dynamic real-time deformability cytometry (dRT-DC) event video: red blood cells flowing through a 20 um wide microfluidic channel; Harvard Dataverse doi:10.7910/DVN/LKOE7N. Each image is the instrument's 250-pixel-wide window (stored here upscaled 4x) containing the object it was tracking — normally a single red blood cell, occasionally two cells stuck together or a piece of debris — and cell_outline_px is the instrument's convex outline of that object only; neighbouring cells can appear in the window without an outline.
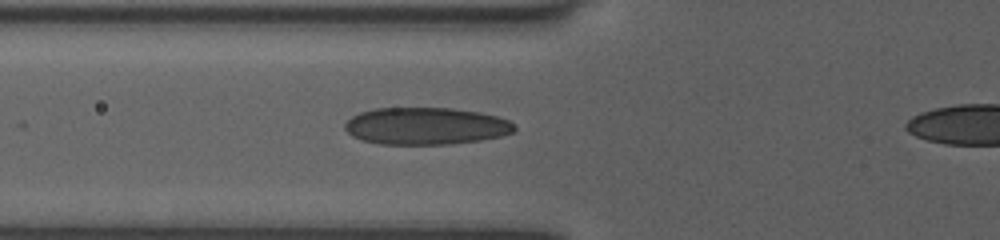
{"species": "human", "species_latin": "Homo sapiens", "temperature_condition": "room temperature", "stored_images_in_passage": 9, "camera_frame_rate_fps": 3000, "um_per_image_px": 0.085, "donor": {"sex": "female"}, "frame": {"image": 1, "passage_image": 8, "time_ms": 4.667, "image_size_px": [1000, 240], "cell_outline_px": [[516, 128], [512, 132], [500, 136], [480, 140], [448, 144], [380, 144], [364, 140], [352, 136], [344, 128], [344, 124], [352, 116], [360, 112], [376, 108], [448, 108], [476, 112], [496, 116], [508, 120]], "centroid_in_image_um": [36.16, 10.71], "position_along_channel_um": 89.6, "area_um2": 36.36}}